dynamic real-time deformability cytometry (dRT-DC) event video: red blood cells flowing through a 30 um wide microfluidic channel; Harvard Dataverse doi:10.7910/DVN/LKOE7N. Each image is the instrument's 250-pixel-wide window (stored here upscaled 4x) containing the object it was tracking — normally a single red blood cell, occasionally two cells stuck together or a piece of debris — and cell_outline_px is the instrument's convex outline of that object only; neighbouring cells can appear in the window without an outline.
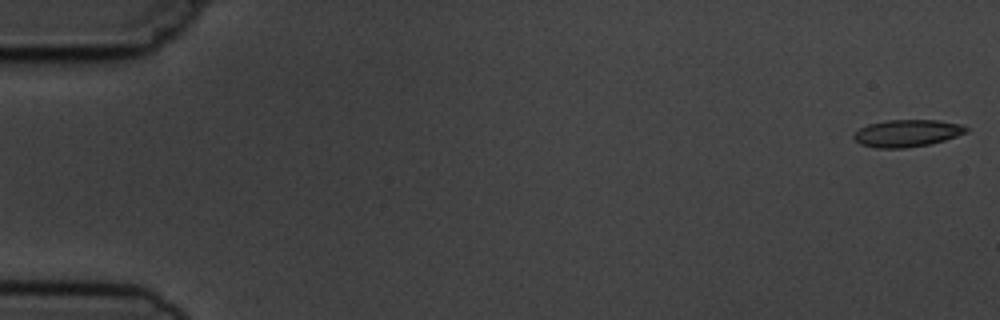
{"species": "common noctule bat (a hibernating species)", "species_latin": "Nyctalus noctula", "temperature_condition": "cold", "stored_images_in_passage": 6, "camera_frame_rate_fps": 3000, "um_per_image_px": 0.085, "animal": {"sex": "male", "body_mass_g": 19.5, "forearm_length_mm": 54.6}, "frame": {"image": 1, "passage_image": 1, "time_ms": 0.0, "image_size_px": [1000, 320], "cell_outline_px": [[968, 132], [944, 140], [928, 144], [904, 148], [876, 148], [860, 144], [852, 136], [860, 128], [868, 124], [888, 120], [940, 120], [964, 124], [968, 128]], "centroid_in_image_um": [77.13, 11.31], "position_along_channel_um": 7.9, "area_um2": 17.8}}
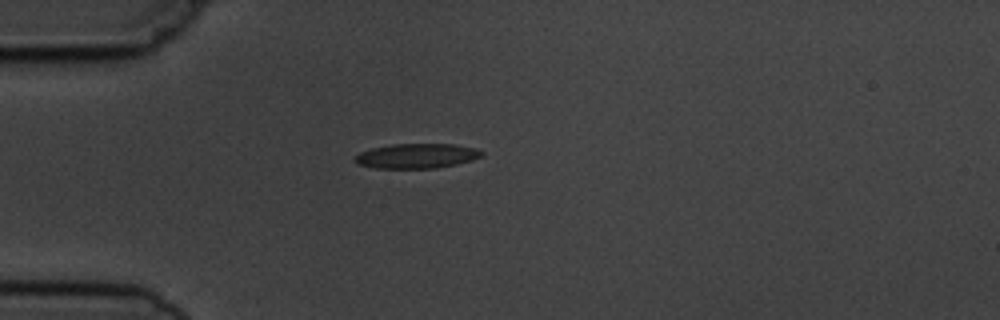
{"frame": {"image": 2, "passage_image": 5, "time_ms": 4.667, "image_size_px": [1000, 320], "cell_outline_px": [[484, 156], [472, 160], [456, 164], [436, 168], [376, 168], [356, 164], [352, 160], [360, 152], [372, 148], [392, 144], [452, 144], [476, 148], [484, 152]], "centroid_in_image_um": [35.42, 13.25], "position_along_channel_um": 49.6, "area_um2": 18.38}}